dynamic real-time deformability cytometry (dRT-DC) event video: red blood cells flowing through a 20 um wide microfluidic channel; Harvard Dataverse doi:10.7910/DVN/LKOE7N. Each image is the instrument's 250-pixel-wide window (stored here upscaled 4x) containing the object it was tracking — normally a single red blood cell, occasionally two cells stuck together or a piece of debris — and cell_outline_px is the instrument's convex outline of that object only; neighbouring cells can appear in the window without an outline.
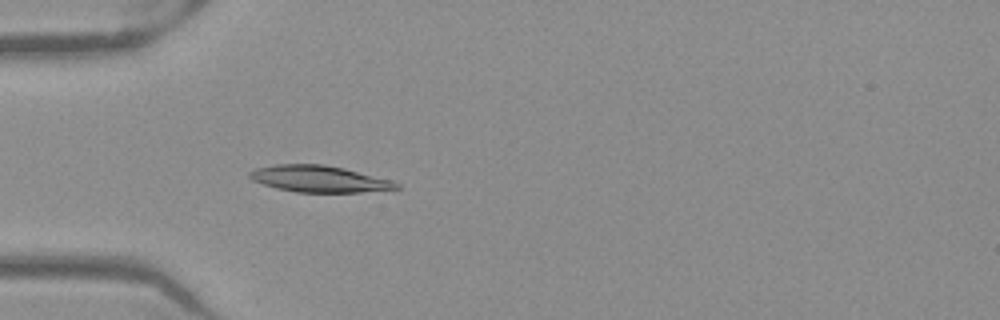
{"species": "Egyptian fruit bat (a non-hibernating species)", "species_latin": "Rousettus aegyptiacus", "temperature_condition": "warm", "stored_images_in_passage": 37, "camera_frame_rate_fps": 3000, "um_per_image_px": 0.085, "frame": {"image": 1, "passage_image": 1, "time_ms": 0.0, "image_size_px": [1000, 320], "cell_outline_px": [[400, 188], [360, 192], [296, 192], [276, 188], [252, 180], [248, 176], [248, 172], [256, 168], [276, 164], [324, 164], [344, 168], [392, 180], [400, 184]], "centroid_in_image_um": [27.11, 15.2], "position_along_channel_um": 57.9, "area_um2": 22.66}}
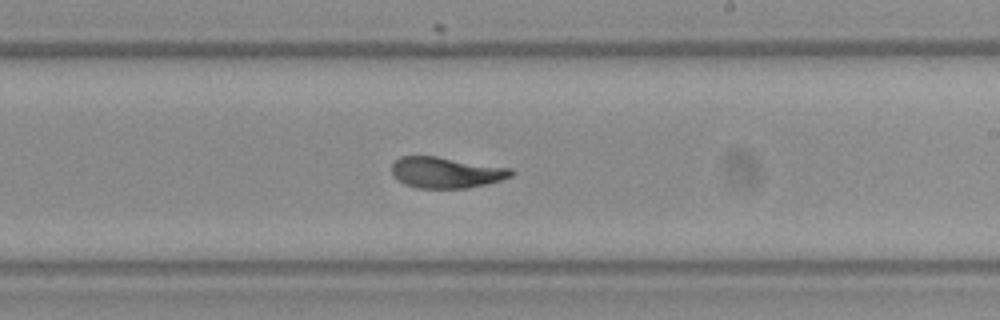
{"frame": {"image": 2, "passage_image": 16, "time_ms": 5.0, "image_size_px": [1000, 320], "cell_outline_px": [[516, 172], [512, 176], [500, 180], [468, 188], [416, 188], [404, 184], [392, 172], [392, 164], [400, 156], [436, 156], [512, 168]], "centroid_in_image_um": [37.95, 14.66], "position_along_channel_um": 251.1, "area_um2": 21.5}}
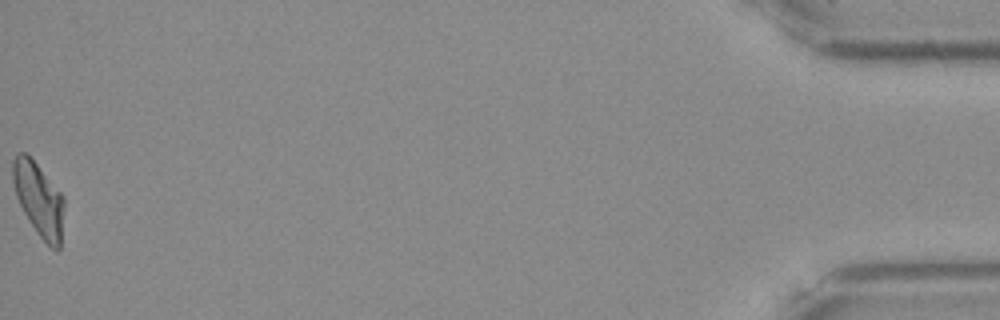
{"frame": {"image": 3, "passage_image": 37, "time_ms": 12.0, "image_size_px": [1000, 320], "cell_outline_px": [[64, 208], [60, 248], [56, 252], [36, 232], [24, 212], [16, 196], [12, 180], [12, 160], [16, 152], [24, 152], [36, 164], [64, 196]], "centroid_in_image_um": [3.29, 16.94], "position_along_channel_um": 431.9, "area_um2": 21.85}, "authors_computed_cell_mechanics": {"area_um2": 21.7906, "velocity_mm_per_s": 3.9789, "shape_relaxation_time_tau1_ms": 5.8751, "shape_relaxation_time_tau2_ms": 2.4846, "deformation_change_tau1": 0.1864, "deformation_change_tau2": 0.0766}}